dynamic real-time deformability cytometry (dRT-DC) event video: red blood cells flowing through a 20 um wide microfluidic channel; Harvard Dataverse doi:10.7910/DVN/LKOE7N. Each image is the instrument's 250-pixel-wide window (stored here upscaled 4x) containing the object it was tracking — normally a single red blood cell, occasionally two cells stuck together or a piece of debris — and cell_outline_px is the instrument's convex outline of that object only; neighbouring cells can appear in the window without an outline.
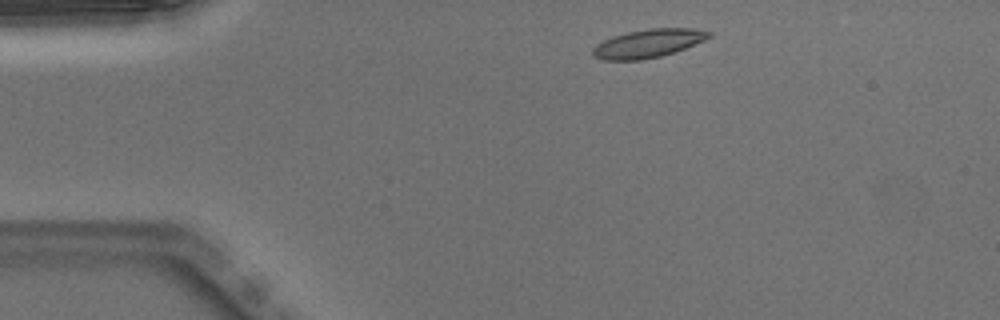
{"species": "Egyptian fruit bat (a non-hibernating species)", "species_latin": "Rousettus aegyptiacus", "temperature_condition": "warm", "stored_images_in_passage": 43, "camera_frame_rate_fps": 3000, "um_per_image_px": 0.085, "animal": {"sex": "male"}, "frame": {"image": 1, "passage_image": 2, "time_ms": 0.333, "image_size_px": [1000, 320], "cell_outline_px": [[712, 36], [704, 40], [684, 48], [660, 56], [640, 60], [604, 60], [592, 56], [592, 48], [596, 44], [612, 36], [628, 32], [648, 28], [692, 28], [712, 32]], "centroid_in_image_um": [55.06, 3.68], "position_along_channel_um": 29.9, "area_um2": 19.13}}
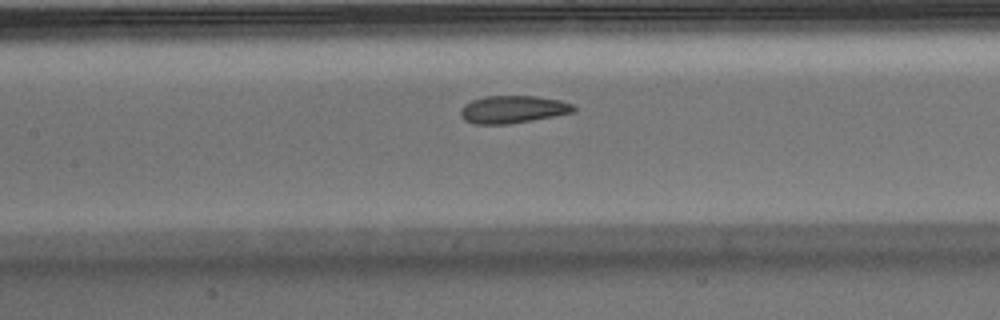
{"frame": {"image": 2, "passage_image": 16, "time_ms": 5.0, "image_size_px": [1000, 320], "cell_outline_px": [[576, 112], [508, 124], [476, 124], [464, 120], [460, 116], [460, 108], [464, 104], [472, 100], [484, 96], [536, 96], [560, 100], [572, 104], [576, 108]], "centroid_in_image_um": [43.57, 9.29], "position_along_channel_um": 163.8, "area_um2": 18.21}}
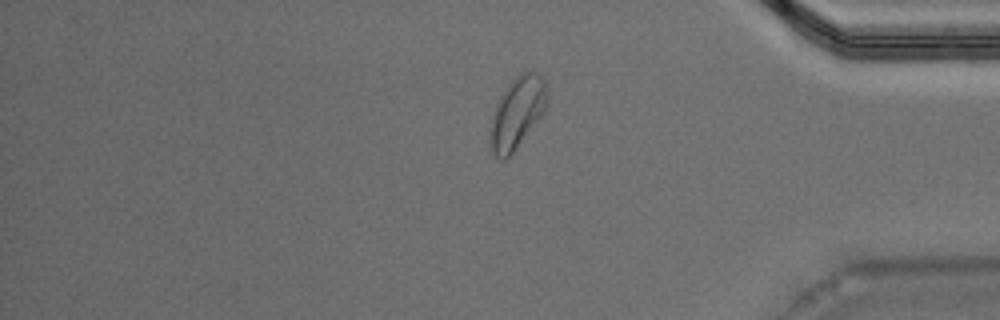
{"frame": {"image": 3, "passage_image": 35, "time_ms": 11.333, "image_size_px": [1000, 320], "cell_outline_px": [[548, 104], [544, 112], [512, 152], [504, 160], [496, 156], [492, 152], [488, 136], [488, 132], [492, 116], [496, 104], [500, 96], [508, 84], [516, 76], [524, 72], [536, 72], [548, 84]], "centroid_in_image_um": [43.96, 9.55], "position_along_channel_um": 391.2, "area_um2": 23.64}, "authors_computed_cell_mechanics": {"area_um2": 19.074, "velocity_mm_per_s": 3.9601, "shape_relaxation_time_tau1_ms": 2.9495, "shape_relaxation_time_tau2_ms": 1.2699, "deformation_change_tau1": 0.1154, "deformation_change_tau2": 0.0581}}